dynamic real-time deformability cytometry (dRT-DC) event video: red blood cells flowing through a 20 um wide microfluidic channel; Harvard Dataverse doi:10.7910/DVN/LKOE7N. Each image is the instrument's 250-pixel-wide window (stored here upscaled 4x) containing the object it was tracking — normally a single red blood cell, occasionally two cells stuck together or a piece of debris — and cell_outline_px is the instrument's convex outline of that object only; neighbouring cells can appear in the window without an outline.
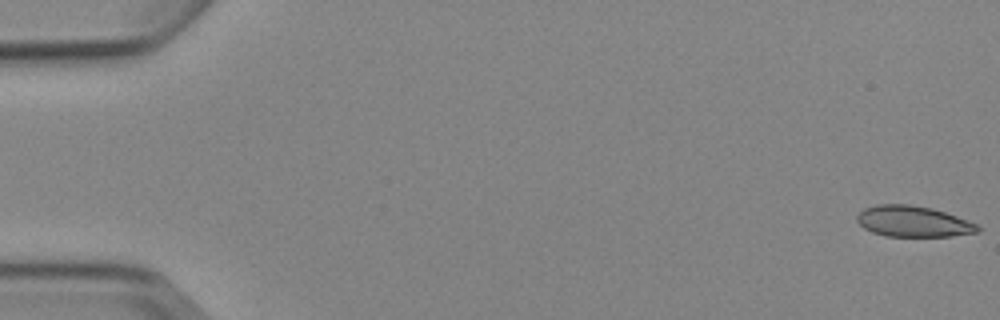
{"species": "Egyptian fruit bat (a non-hibernating species)", "species_latin": "Rousettus aegyptiacus", "temperature_condition": "cold", "stored_images_in_passage": 6, "camera_frame_rate_fps": 3000, "um_per_image_px": 0.085, "animal": {"sex": "female"}, "frame": {"image": 1, "passage_image": 1, "time_ms": 0.0, "image_size_px": [1000, 320], "cell_outline_px": [[980, 232], [952, 236], [884, 236], [872, 232], [864, 228], [856, 220], [856, 216], [864, 208], [876, 204], [908, 204], [932, 208], [956, 216], [976, 224], [980, 228]], "centroid_in_image_um": [77.59, 18.82], "position_along_channel_um": 7.4, "area_um2": 21.73}}
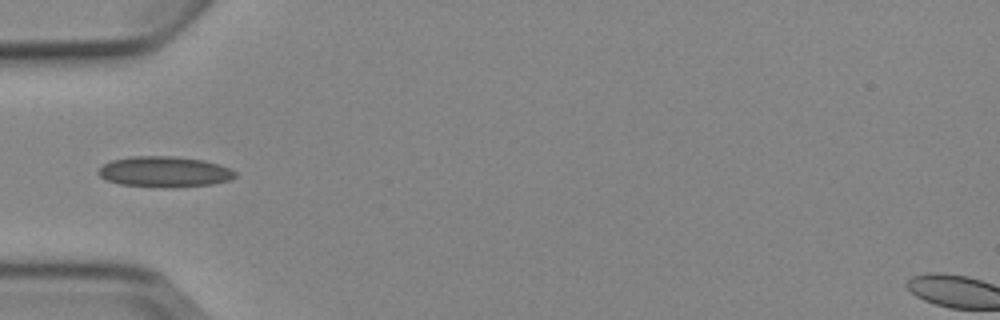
{"frame": {"image": 2, "passage_image": 5, "time_ms": 5.667, "image_size_px": [1000, 320], "cell_outline_px": [[236, 176], [228, 180], [212, 184], [176, 188], [160, 188], [120, 184], [108, 180], [100, 176], [96, 172], [104, 164], [112, 160], [132, 156], [172, 156], [204, 160], [228, 168], [236, 172]], "centroid_in_image_um": [13.96, 14.61], "position_along_channel_um": 71.0, "area_um2": 24.51}}
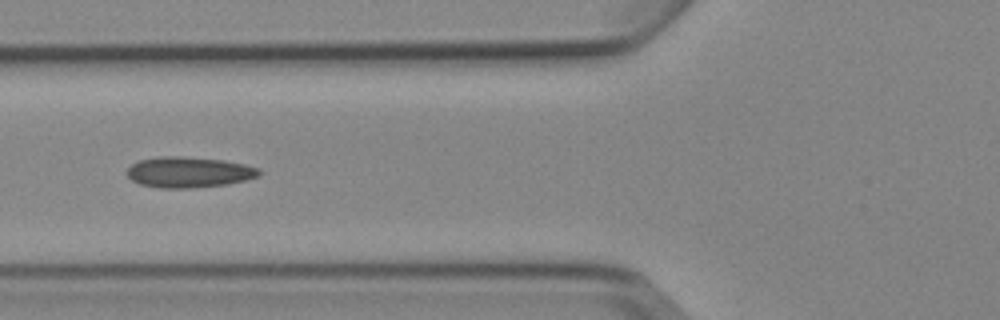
{"frame": {"image": 3, "passage_image": 6, "time_ms": 6.667, "image_size_px": [1000, 320], "cell_outline_px": [[260, 176], [244, 180], [224, 184], [192, 188], [156, 188], [140, 184], [132, 180], [128, 176], [128, 168], [132, 164], [140, 160], [160, 156], [184, 156], [224, 160], [244, 164], [260, 168]], "centroid_in_image_um": [16.05, 14.63], "position_along_channel_um": 109.8, "area_um2": 23.64}}